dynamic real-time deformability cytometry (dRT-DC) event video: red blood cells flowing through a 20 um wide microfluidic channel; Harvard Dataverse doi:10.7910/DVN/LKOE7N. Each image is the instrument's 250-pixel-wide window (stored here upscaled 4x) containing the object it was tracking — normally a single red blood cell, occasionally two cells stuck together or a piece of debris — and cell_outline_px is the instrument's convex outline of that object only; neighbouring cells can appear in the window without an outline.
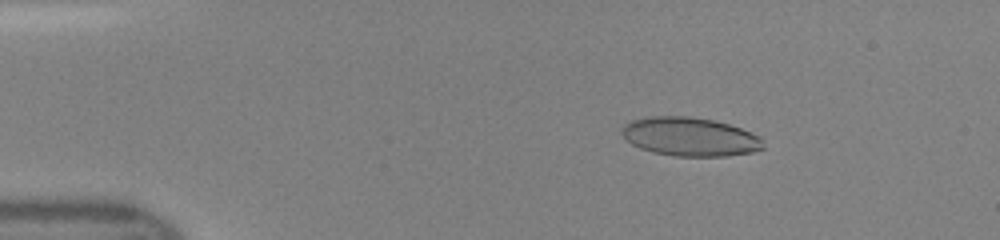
{"species": "human", "species_latin": "Homo sapiens", "temperature_condition": "room temperature", "stored_images_in_passage": 46, "camera_frame_rate_fps": 3000, "um_per_image_px": 0.085, "donor": {"sex": "female"}, "frame": {"image": 1, "passage_image": 8, "time_ms": 2.333, "image_size_px": [1000, 240], "cell_outline_px": [[764, 148], [752, 152], [728, 156], [676, 156], [652, 152], [640, 148], [632, 144], [620, 132], [624, 124], [632, 120], [648, 116], [688, 116], [716, 120], [740, 128], [760, 136]], "centroid_in_image_um": [58.64, 11.62], "position_along_channel_um": 26.4, "area_um2": 31.96}}
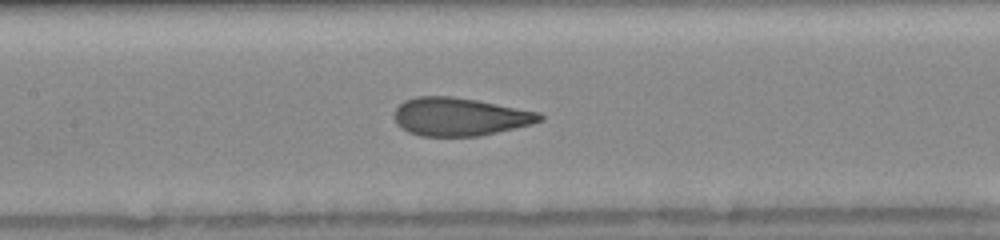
{"frame": {"image": 2, "passage_image": 23, "time_ms": 7.333, "image_size_px": [1000, 240], "cell_outline_px": [[544, 120], [532, 124], [516, 128], [480, 136], [420, 136], [408, 132], [400, 128], [396, 124], [396, 108], [404, 100], [420, 96], [452, 96], [476, 100], [540, 112], [544, 116]], "centroid_in_image_um": [39.1, 9.93], "position_along_channel_um": 168.3, "area_um2": 32.37}}
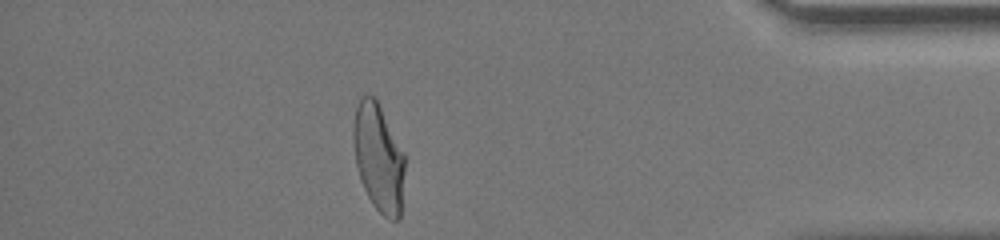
{"frame": {"image": 3, "passage_image": 42, "time_ms": 13.667, "image_size_px": [1000, 240], "cell_outline_px": [[404, 172], [400, 220], [388, 220], [372, 204], [364, 188], [356, 164], [352, 140], [352, 128], [356, 108], [360, 96], [376, 96], [404, 152]], "centroid_in_image_um": [32.17, 13.38], "position_along_channel_um": 403.0, "area_um2": 32.6}}